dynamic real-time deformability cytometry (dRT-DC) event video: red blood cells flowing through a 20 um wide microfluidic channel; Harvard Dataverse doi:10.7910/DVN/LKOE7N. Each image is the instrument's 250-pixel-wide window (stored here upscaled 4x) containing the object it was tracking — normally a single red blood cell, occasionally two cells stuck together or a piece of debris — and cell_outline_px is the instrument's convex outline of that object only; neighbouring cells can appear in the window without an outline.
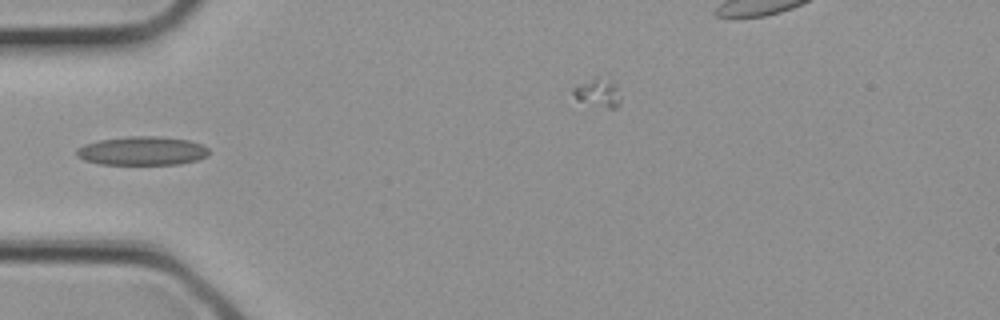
{"species": "common noctule bat (a hibernating species)", "species_latin": "Nyctalus noctula", "temperature_condition": "cold", "stored_images_in_passage": 5, "camera_frame_rate_fps": 3000, "um_per_image_px": 0.085, "animal": {"sex": "female", "body_mass_g": 21.9}, "frame": {"image": 1, "passage_image": 3, "time_ms": 0.667, "image_size_px": [1000, 320], "cell_outline_px": [[208, 156], [196, 160], [180, 164], [100, 164], [84, 160], [76, 156], [76, 148], [84, 144], [100, 140], [128, 136], [156, 136], [188, 140], [200, 144], [208, 148]], "centroid_in_image_um": [12.05, 12.82], "position_along_channel_um": 72.9, "area_um2": 22.14}}